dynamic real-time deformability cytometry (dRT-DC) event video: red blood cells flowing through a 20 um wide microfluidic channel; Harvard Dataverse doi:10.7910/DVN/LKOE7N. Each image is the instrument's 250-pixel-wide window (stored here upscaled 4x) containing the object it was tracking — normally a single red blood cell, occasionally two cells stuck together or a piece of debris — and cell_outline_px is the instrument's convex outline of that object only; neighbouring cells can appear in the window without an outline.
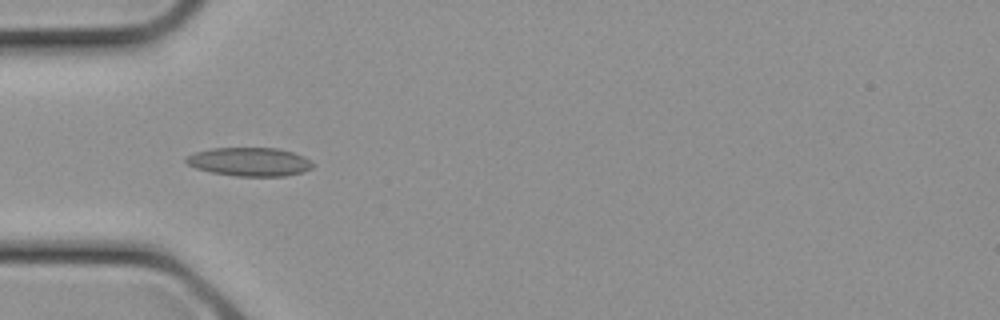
{"species": "common noctule bat (a hibernating species)", "species_latin": "Nyctalus noctula", "temperature_condition": "cold", "stored_images_in_passage": 12, "camera_frame_rate_fps": 3000, "um_per_image_px": 0.085, "animal": {"sex": "female", "body_mass_g": 21.9}, "frame": {"image": 1, "passage_image": 9, "time_ms": 2.667, "image_size_px": [1000, 320], "cell_outline_px": [[316, 164], [312, 168], [304, 172], [284, 176], [236, 176], [212, 172], [196, 168], [188, 164], [184, 160], [188, 156], [196, 152], [212, 148], [280, 148], [304, 156]], "centroid_in_image_um": [21.27, 13.75], "position_along_channel_um": 63.7, "area_um2": 21.15}}
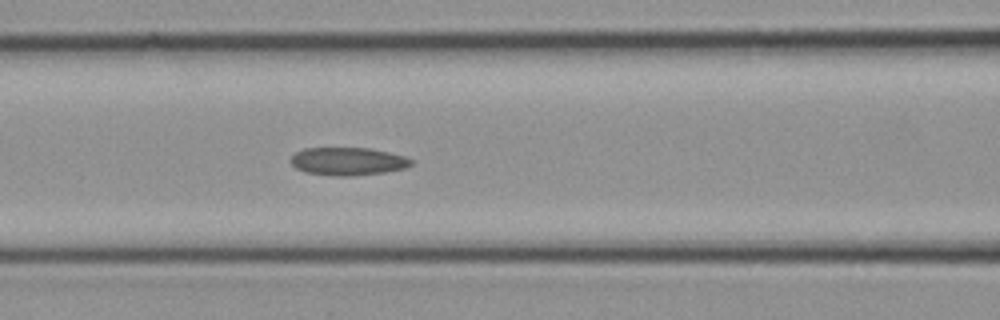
{"frame": {"image": 2, "passage_image": 12, "time_ms": 3.667, "image_size_px": [1000, 320], "cell_outline_px": [[416, 160], [412, 164], [404, 168], [384, 172], [352, 176], [336, 176], [304, 172], [296, 168], [288, 160], [296, 152], [304, 148], [368, 148], [388, 152], [404, 156]], "centroid_in_image_um": [29.56, 13.71], "position_along_channel_um": 137.0, "area_um2": 19.65}}